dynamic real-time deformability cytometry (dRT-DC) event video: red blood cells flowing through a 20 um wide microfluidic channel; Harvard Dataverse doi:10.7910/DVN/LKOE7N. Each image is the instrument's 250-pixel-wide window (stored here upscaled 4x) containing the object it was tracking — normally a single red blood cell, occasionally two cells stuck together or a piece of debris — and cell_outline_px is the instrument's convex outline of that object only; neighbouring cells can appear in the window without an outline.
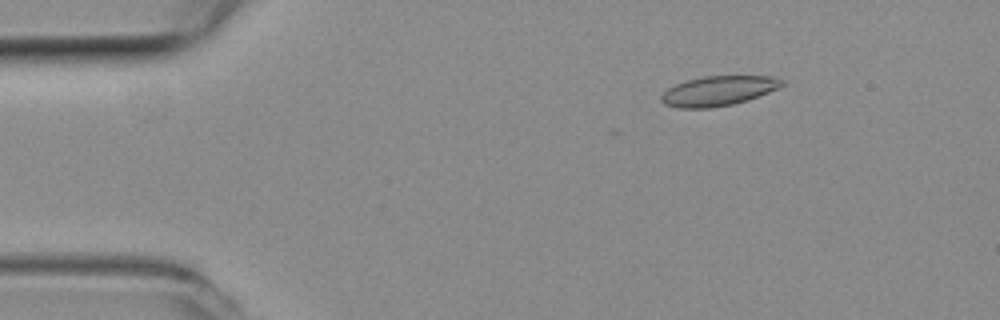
{"species": "common noctule bat (a hibernating species)", "species_latin": "Nyctalus noctula", "temperature_condition": "room temperature", "stored_images_in_passage": 51, "segment_of_instrument_passage": [1, 2], "camera_frame_rate_fps": 3000, "um_per_image_px": 0.085, "animal": {"sex": "female", "body_mass_g": 19.3, "forearm_length_mm": 54.1}, "frame": {"image": 1, "passage_image": 6, "time_ms": 1.667, "image_size_px": [1000, 320], "cell_outline_px": [[784, 84], [768, 92], [748, 100], [732, 104], [708, 108], [676, 108], [664, 104], [660, 100], [660, 96], [668, 88], [676, 84], [688, 80], [704, 76], [772, 76], [784, 80]], "centroid_in_image_um": [61.03, 7.73], "position_along_channel_um": 24.0, "area_um2": 20.81}}
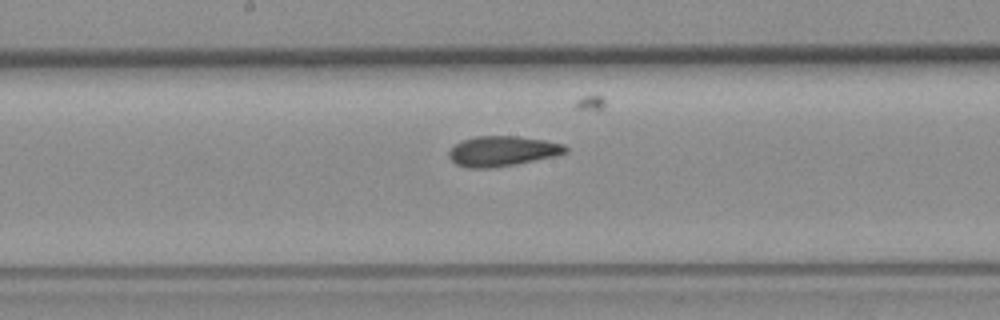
{"frame": {"image": 2, "passage_image": 25, "time_ms": 8.0, "image_size_px": [1000, 320], "cell_outline_px": [[568, 152], [552, 156], [516, 164], [492, 168], [468, 168], [456, 164], [448, 156], [448, 152], [460, 140], [476, 136], [520, 136], [544, 140], [564, 144], [568, 148]], "centroid_in_image_um": [42.68, 12.84], "position_along_channel_um": 205.5, "area_um2": 20.46}}
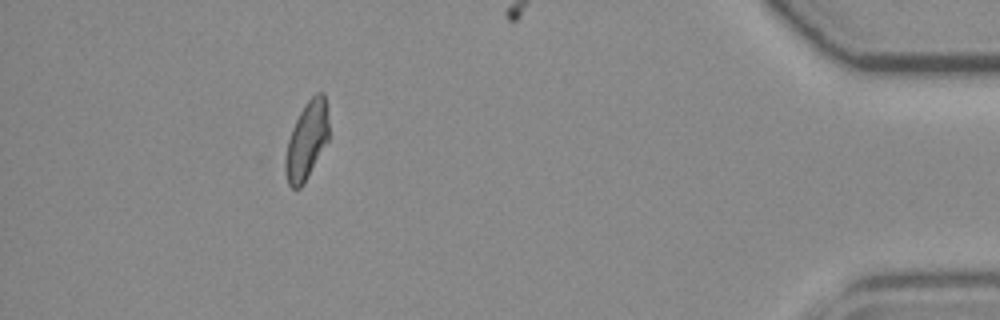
{"frame": {"image": 3, "passage_image": 45, "time_ms": 14.667, "image_size_px": [1000, 320], "cell_outline_px": [[328, 140], [304, 184], [300, 188], [292, 188], [288, 184], [284, 168], [284, 160], [288, 140], [292, 128], [304, 104], [316, 92], [324, 92], [328, 120]], "centroid_in_image_um": [26.06, 11.95], "position_along_channel_um": 409.1, "area_um2": 19.65}}